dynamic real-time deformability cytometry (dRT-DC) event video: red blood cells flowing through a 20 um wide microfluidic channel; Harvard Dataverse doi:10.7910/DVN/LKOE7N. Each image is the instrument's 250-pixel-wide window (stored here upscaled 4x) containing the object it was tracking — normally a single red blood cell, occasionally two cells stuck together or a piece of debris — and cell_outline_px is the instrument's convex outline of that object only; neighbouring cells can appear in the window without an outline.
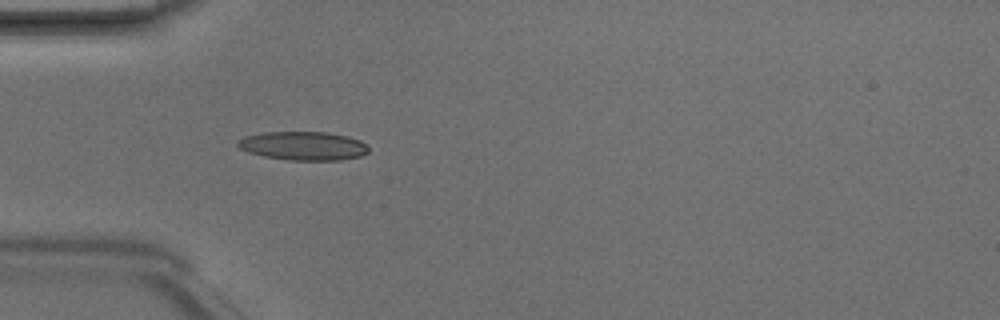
{"species": "Egyptian fruit bat (a non-hibernating species)", "species_latin": "Rousettus aegyptiacus", "temperature_condition": "room temperature", "stored_images_in_passage": 4, "camera_frame_rate_fps": 3000, "um_per_image_px": 0.085, "animal": {"sex": "male"}, "frame": {"image": 1, "passage_image": 4, "time_ms": 1.0, "image_size_px": [1000, 320], "cell_outline_px": [[368, 152], [360, 156], [340, 160], [288, 160], [264, 156], [248, 152], [240, 148], [236, 144], [236, 140], [244, 136], [264, 132], [328, 132], [348, 136], [360, 140], [368, 144]], "centroid_in_image_um": [25.78, 12.39], "position_along_channel_um": 59.2, "area_um2": 22.02}}